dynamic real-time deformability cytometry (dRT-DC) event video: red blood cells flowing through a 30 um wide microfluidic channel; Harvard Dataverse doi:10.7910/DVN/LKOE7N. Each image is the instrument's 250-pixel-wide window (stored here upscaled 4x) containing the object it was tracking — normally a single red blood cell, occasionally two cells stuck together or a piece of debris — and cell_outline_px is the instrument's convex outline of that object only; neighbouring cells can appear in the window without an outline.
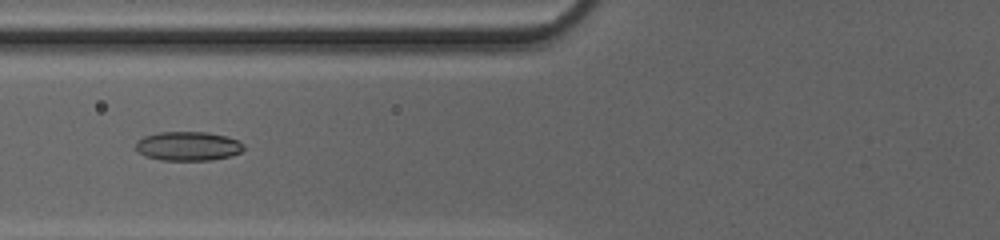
{"species": "common noctule bat (a hibernating species)", "species_latin": "Nyctalus noctula", "temperature_condition": "cold", "stored_images_in_passage": 51, "camera_frame_rate_fps": 3000, "um_per_image_px": 0.085, "animal": {"sex": "female", "body_mass_g": 20.0, "forearm_length_mm": 54.0}, "frame": {"image": 1, "passage_image": 23, "time_ms": 7.333, "image_size_px": [1000, 240], "cell_outline_px": [[244, 148], [240, 152], [228, 156], [212, 160], [160, 160], [144, 156], [136, 148], [136, 140], [144, 136], [160, 132], [208, 132], [228, 136], [244, 144]], "centroid_in_image_um": [15.97, 12.41], "position_along_channel_um": 109.8, "area_um2": 18.32}}
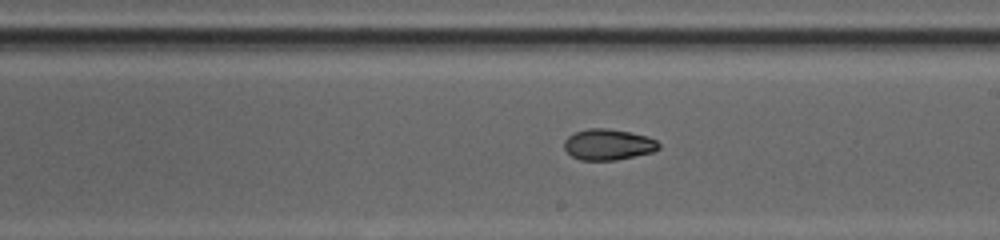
{"frame": {"image": 2, "passage_image": 32, "time_ms": 10.333, "image_size_px": [1000, 240], "cell_outline_px": [[660, 148], [652, 152], [616, 160], [580, 160], [572, 156], [564, 148], [564, 140], [568, 136], [576, 132], [588, 128], [608, 128], [648, 136], [656, 140], [660, 144]], "centroid_in_image_um": [51.7, 12.28], "position_along_channel_um": 237.3, "area_um2": 17.05}}
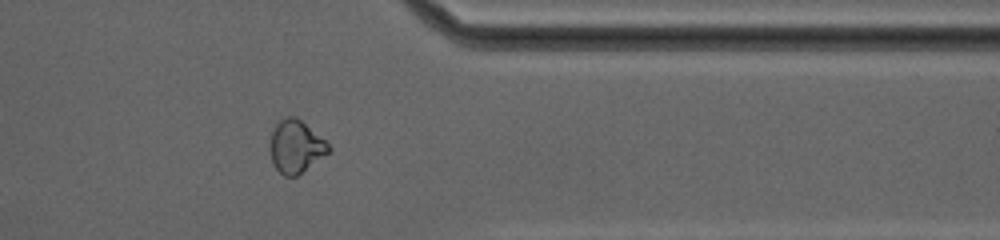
{"frame": {"image": 3, "passage_image": 43, "time_ms": 14.0, "image_size_px": [1000, 240], "cell_outline_px": [[332, 148], [328, 152], [296, 176], [284, 176], [272, 164], [268, 148], [272, 132], [276, 124], [280, 120], [288, 116], [296, 116], [324, 140]], "centroid_in_image_um": [25.09, 12.45], "position_along_channel_um": 386.3, "area_um2": 17.74}, "authors_computed_cell_mechanics": {"area_um2": 18.4382, "velocity_mm_per_s": 4.2382, "shape_relaxation_time_tau1_ms": null, "shape_relaxation_time_tau2_ms": 2.6181, "deformation_change_tau1": null, "deformation_change_tau2": 0.0604}}